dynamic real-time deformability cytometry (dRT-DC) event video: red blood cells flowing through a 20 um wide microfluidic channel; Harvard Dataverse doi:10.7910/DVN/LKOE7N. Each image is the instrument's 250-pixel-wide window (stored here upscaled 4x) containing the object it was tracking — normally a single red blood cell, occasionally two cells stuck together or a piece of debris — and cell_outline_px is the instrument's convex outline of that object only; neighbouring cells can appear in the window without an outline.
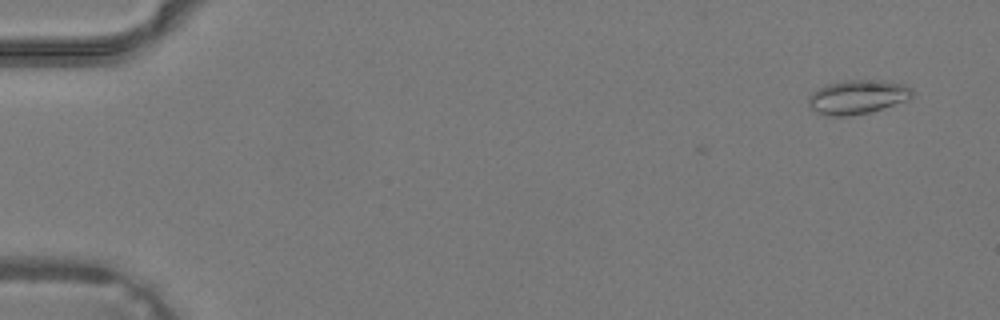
{"species": "common noctule bat (a hibernating species)", "species_latin": "Nyctalus noctula", "temperature_condition": "warm", "stored_images_in_passage": 41, "camera_frame_rate_fps": 3000, "um_per_image_px": 0.085, "animal": {"sex": "male", "body_mass_g": 19.2, "forearm_length_mm": 51.8}, "frame": {"image": 1, "passage_image": 3, "time_ms": 0.667, "image_size_px": [1000, 320], "cell_outline_px": [[912, 96], [908, 100], [868, 112], [844, 116], [832, 116], [816, 112], [808, 104], [808, 96], [816, 88], [828, 84], [844, 80], [880, 80], [904, 84], [912, 88]], "centroid_in_image_um": [72.87, 8.22], "position_along_channel_um": 12.1, "area_um2": 20.46}}
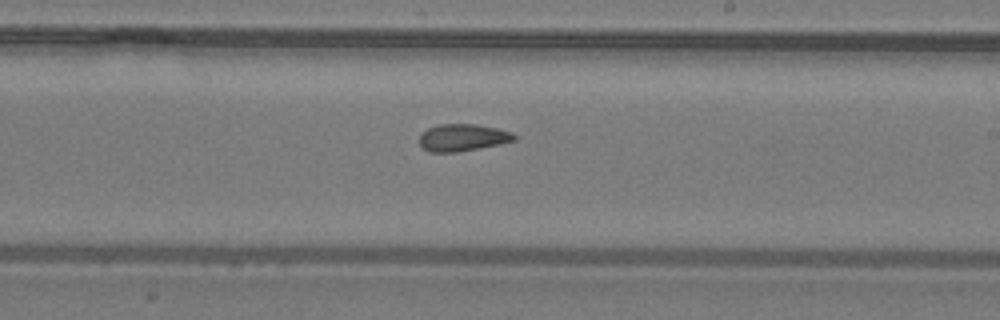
{"frame": {"image": 2, "passage_image": 25, "time_ms": 8.0, "image_size_px": [1000, 320], "cell_outline_px": [[516, 140], [500, 144], [456, 152], [432, 152], [424, 148], [420, 144], [420, 136], [428, 128], [440, 124], [476, 124], [496, 128], [512, 132], [516, 136]], "centroid_in_image_um": [39.35, 11.69], "position_along_channel_um": 249.6, "area_um2": 14.8}}
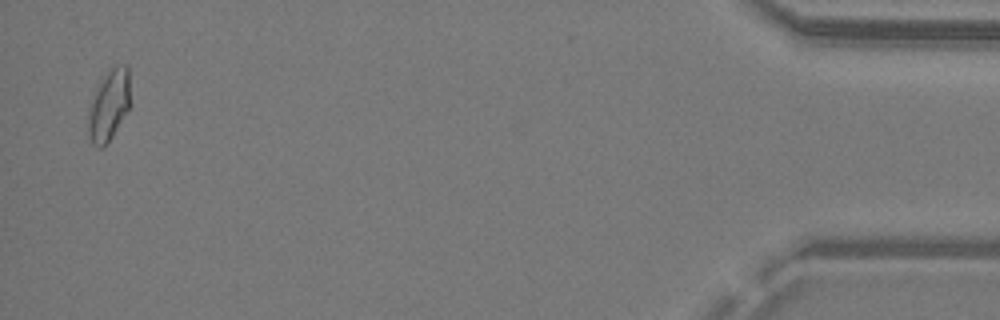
{"frame": {"image": 3, "passage_image": 40, "time_ms": 13.0, "image_size_px": [1000, 320], "cell_outline_px": [[128, 108], [112, 136], [100, 148], [96, 148], [92, 144], [88, 132], [88, 108], [96, 88], [100, 80], [108, 68], [124, 64], [128, 64]], "centroid_in_image_um": [9.21, 8.92], "position_along_channel_um": 426.0, "area_um2": 17.05}}